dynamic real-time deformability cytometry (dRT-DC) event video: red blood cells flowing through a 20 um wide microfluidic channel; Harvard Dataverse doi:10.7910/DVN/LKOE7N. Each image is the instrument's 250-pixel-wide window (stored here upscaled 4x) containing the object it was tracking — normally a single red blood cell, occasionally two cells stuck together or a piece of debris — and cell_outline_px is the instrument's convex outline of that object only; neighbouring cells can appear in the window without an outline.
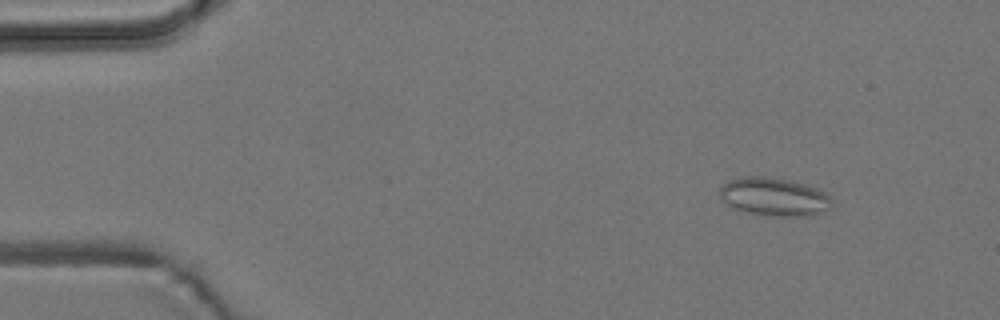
{"species": "common noctule bat (a hibernating species)", "species_latin": "Nyctalus noctula", "temperature_condition": "room temperature", "stored_images_in_passage": 8, "camera_frame_rate_fps": 3000, "um_per_image_px": 0.085, "animal": {"sex": "male", "body_mass_g": 19.2, "forearm_length_mm": 51.8}, "frame": {"image": 1, "passage_image": 2, "time_ms": 1.0, "image_size_px": [1000, 320], "cell_outline_px": [[832, 204], [828, 208], [812, 216], [764, 216], [732, 208], [720, 196], [720, 184], [728, 180], [744, 176], [764, 176], [788, 180], [804, 184], [816, 188], [824, 192], [832, 200]], "centroid_in_image_um": [65.76, 16.73], "position_along_channel_um": 19.2, "area_um2": 25.03}}
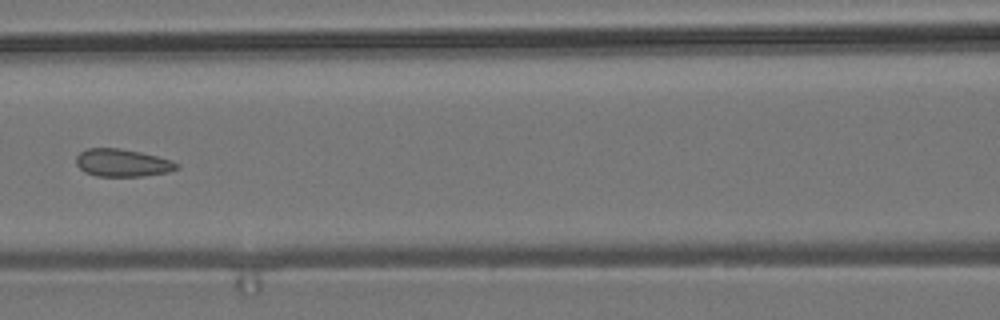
{"frame": {"image": 2, "passage_image": 7, "time_ms": 7.0, "image_size_px": [1000, 320], "cell_outline_px": [[180, 168], [168, 172], [144, 176], [96, 176], [84, 172], [76, 164], [76, 156], [80, 152], [88, 148], [120, 148], [140, 152], [172, 160], [180, 164]], "centroid_in_image_um": [10.41, 13.84], "position_along_channel_um": 156.2, "area_um2": 16.3}}
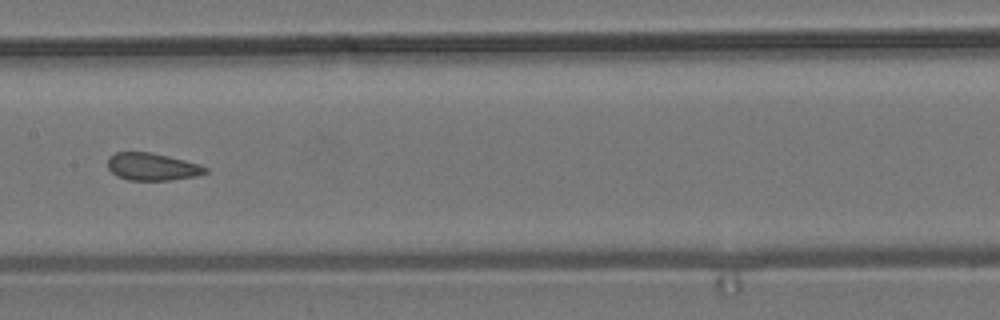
{"frame": {"image": 3, "passage_image": 8, "time_ms": 8.0, "image_size_px": [1000, 320], "cell_outline_px": [[208, 172], [196, 176], [172, 180], [128, 180], [116, 176], [108, 168], [108, 156], [116, 152], [152, 152], [200, 164], [208, 168]], "centroid_in_image_um": [12.94, 14.17], "position_along_channel_um": 194.5, "area_um2": 15.72}}